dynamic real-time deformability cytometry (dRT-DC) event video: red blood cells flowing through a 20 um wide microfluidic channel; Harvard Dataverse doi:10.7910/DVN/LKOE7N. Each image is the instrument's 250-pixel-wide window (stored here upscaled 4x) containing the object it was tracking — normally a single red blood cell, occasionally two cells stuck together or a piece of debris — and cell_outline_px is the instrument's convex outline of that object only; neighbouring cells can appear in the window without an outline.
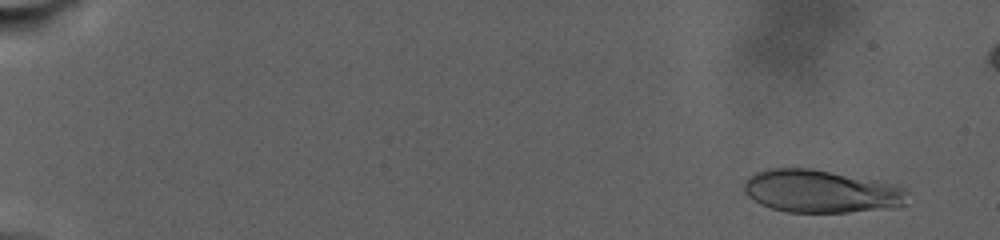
{"species": "human", "species_latin": "Homo sapiens", "temperature_condition": "warm", "stored_images_in_passage": 96, "camera_frame_rate_fps": 3000, "um_per_image_px": 0.085, "donor": {"sex": "male"}, "frame": {"image": 1, "passage_image": 7, "time_ms": 2.0, "image_size_px": [1000, 240], "cell_outline_px": [[908, 192], [904, 204], [900, 208], [848, 212], [788, 212], [772, 208], [760, 204], [752, 200], [744, 192], [744, 184], [748, 176], [756, 172], [768, 168], [812, 168], [876, 180], [896, 184], [908, 188]], "centroid_in_image_um": [69.82, 16.26], "position_along_channel_um": 15.2, "area_um2": 41.33}}
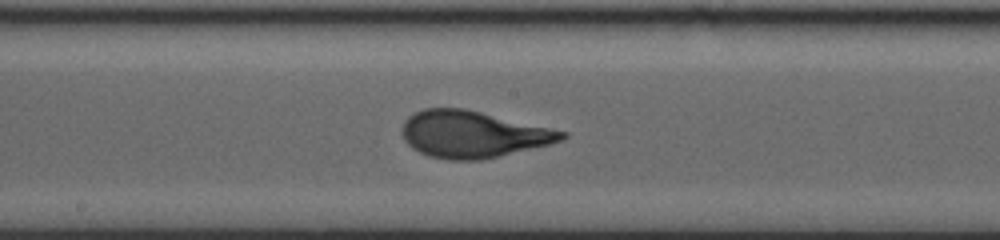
{"frame": {"image": 2, "passage_image": 57, "time_ms": 18.333, "image_size_px": [1000, 240], "cell_outline_px": [[568, 136], [552, 144], [500, 156], [480, 160], [448, 160], [428, 156], [412, 148], [404, 140], [400, 132], [404, 120], [408, 116], [424, 108], [464, 108], [568, 132]], "centroid_in_image_um": [40.16, 11.42], "position_along_channel_um": 208.0, "area_um2": 43.64}}
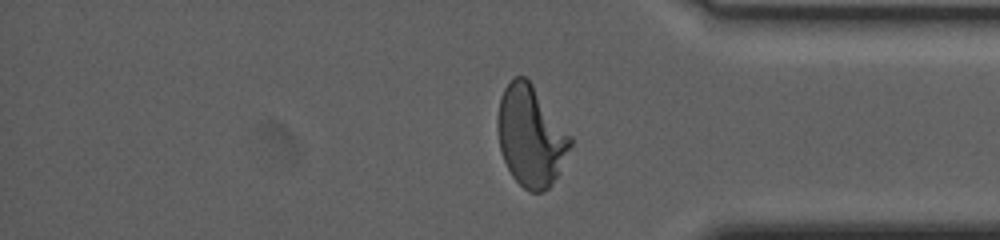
{"frame": {"image": 3, "passage_image": 82, "time_ms": 26.667, "image_size_px": [1000, 240], "cell_outline_px": [[572, 144], [552, 184], [544, 192], [528, 192], [512, 176], [500, 152], [496, 128], [496, 120], [500, 96], [504, 88], [516, 76], [524, 76], [532, 84], [572, 136]], "centroid_in_image_um": [45.09, 11.57], "position_along_channel_um": 390.1, "area_um2": 42.6}}